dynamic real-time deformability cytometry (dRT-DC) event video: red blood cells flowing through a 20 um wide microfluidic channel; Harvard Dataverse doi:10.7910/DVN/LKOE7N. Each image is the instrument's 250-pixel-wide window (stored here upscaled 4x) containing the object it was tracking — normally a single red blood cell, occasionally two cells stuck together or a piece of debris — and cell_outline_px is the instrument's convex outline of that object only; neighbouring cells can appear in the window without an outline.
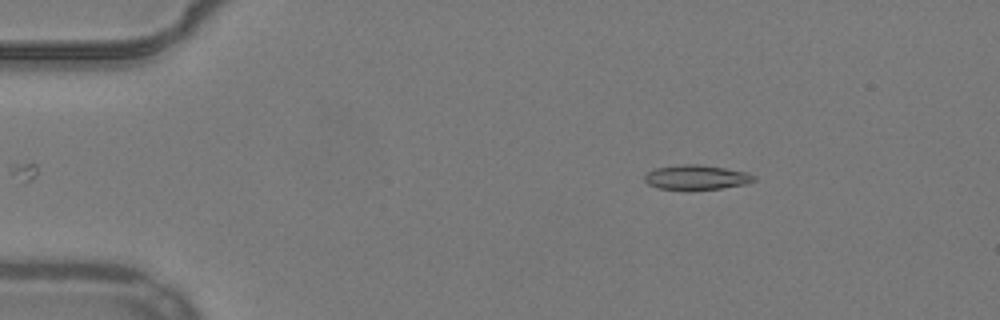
{"species": "common noctule bat (a hibernating species)", "species_latin": "Nyctalus noctula", "temperature_condition": "warm", "stored_images_in_passage": 45, "camera_frame_rate_fps": 3000, "um_per_image_px": 0.085, "animal": {"sex": "male", "body_mass_g": 19.2, "forearm_length_mm": 51.8}, "frame": {"image": 1, "passage_image": 1, "time_ms": 0.0, "image_size_px": [1000, 320], "cell_outline_px": [[756, 180], [744, 184], [720, 188], [688, 192], [656, 188], [648, 184], [644, 180], [644, 176], [648, 172], [656, 168], [680, 164], [700, 164], [748, 172], [756, 176]], "centroid_in_image_um": [59.16, 15.1], "position_along_channel_um": 25.8, "area_um2": 16.24}}
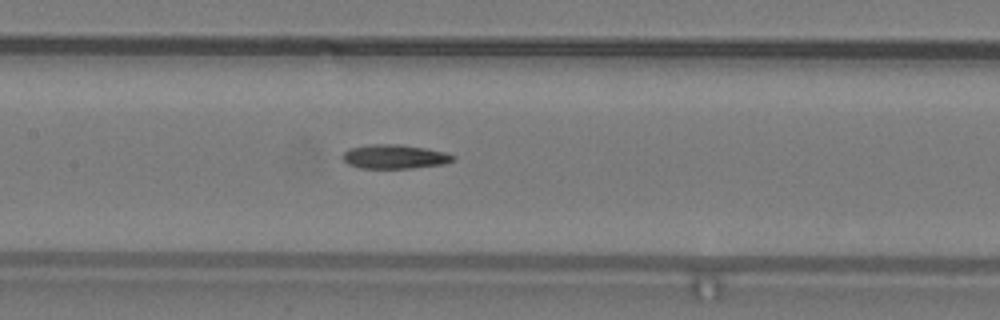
{"frame": {"image": 2, "passage_image": 18, "time_ms": 5.667, "image_size_px": [1000, 320], "cell_outline_px": [[456, 160], [444, 164], [412, 168], [360, 168], [348, 164], [340, 156], [348, 148], [372, 144], [400, 144], [424, 148], [444, 152], [456, 156]], "centroid_in_image_um": [33.53, 13.31], "position_along_channel_um": 173.9, "area_um2": 15.61}}
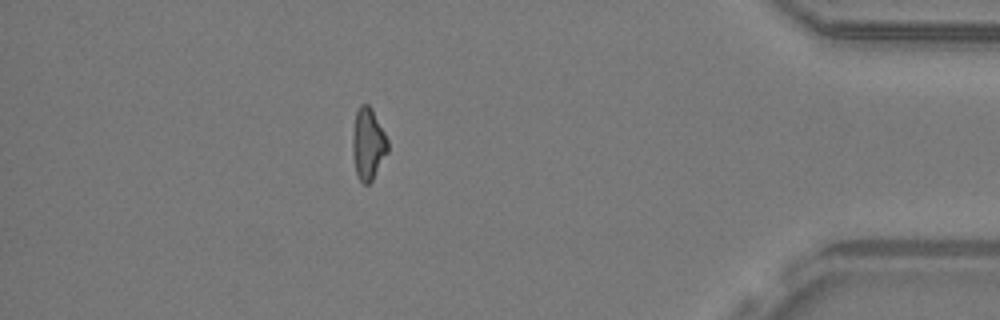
{"frame": {"image": 3, "passage_image": 39, "time_ms": 12.667, "image_size_px": [1000, 320], "cell_outline_px": [[388, 152], [372, 180], [368, 184], [364, 184], [356, 176], [352, 156], [352, 136], [356, 112], [360, 104], [368, 104], [372, 108], [388, 140]], "centroid_in_image_um": [31.27, 12.24], "position_along_channel_um": 403.9, "area_um2": 14.85}}